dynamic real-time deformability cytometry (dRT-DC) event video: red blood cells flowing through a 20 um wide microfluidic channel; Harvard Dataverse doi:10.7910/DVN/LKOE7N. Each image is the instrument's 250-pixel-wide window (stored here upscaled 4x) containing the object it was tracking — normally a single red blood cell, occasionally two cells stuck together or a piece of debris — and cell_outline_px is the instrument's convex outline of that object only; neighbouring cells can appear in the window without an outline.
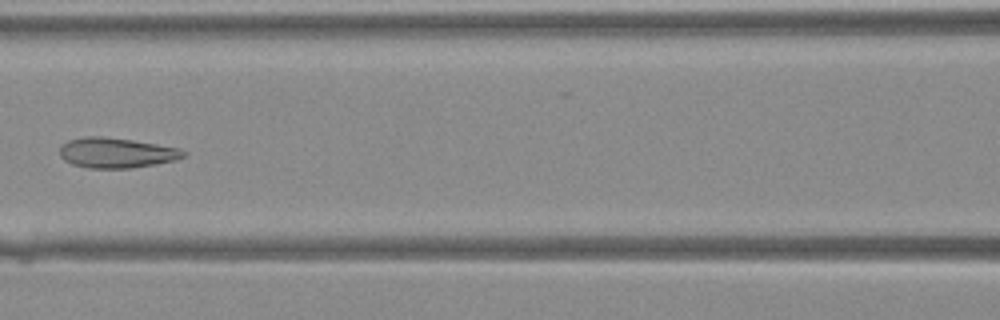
{"species": "Egyptian fruit bat (a non-hibernating species)", "species_latin": "Rousettus aegyptiacus", "temperature_condition": "warm", "stored_images_in_passage": 37, "camera_frame_rate_fps": 3000, "um_per_image_px": 0.085, "animal": {"sex": "female"}, "frame": {"image": 1, "passage_image": 15, "time_ms": 4.667, "image_size_px": [1000, 320], "cell_outline_px": [[188, 152], [184, 156], [176, 160], [156, 164], [132, 168], [88, 168], [72, 164], [64, 160], [60, 156], [60, 148], [68, 140], [84, 136], [100, 136], [132, 140], [180, 148]], "centroid_in_image_um": [9.91, 12.99], "position_along_channel_um": 156.7, "area_um2": 21.79}}
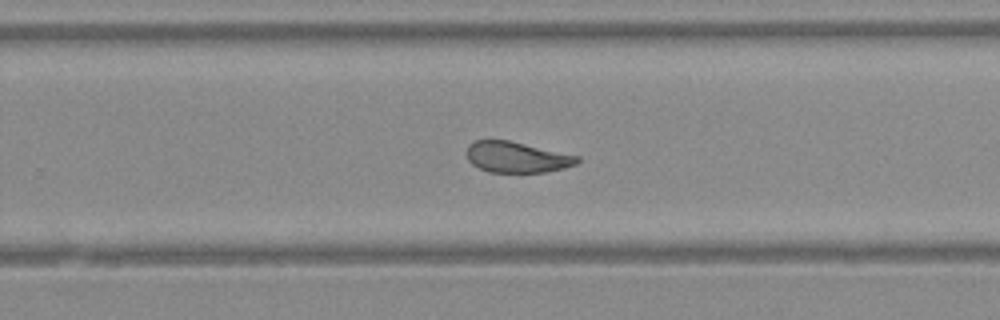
{"frame": {"image": 2, "passage_image": 23, "time_ms": 7.333, "image_size_px": [1000, 320], "cell_outline_px": [[580, 160], [576, 164], [564, 168], [544, 172], [488, 172], [472, 164], [468, 160], [464, 152], [468, 144], [476, 140], [508, 140], [580, 156]], "centroid_in_image_um": [43.89, 13.35], "position_along_channel_um": 285.9, "area_um2": 20.0}}
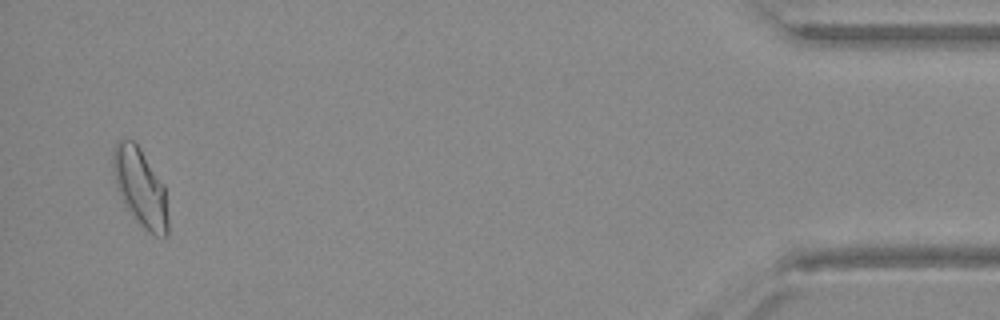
{"frame": {"image": 3, "passage_image": 36, "time_ms": 11.667, "image_size_px": [1000, 320], "cell_outline_px": [[168, 236], [156, 236], [148, 232], [140, 224], [128, 208], [116, 184], [112, 168], [112, 152], [116, 144], [120, 140], [132, 140], [140, 148], [164, 184], [168, 216]], "centroid_in_image_um": [11.95, 15.93], "position_along_channel_um": 423.2, "area_um2": 24.57}}